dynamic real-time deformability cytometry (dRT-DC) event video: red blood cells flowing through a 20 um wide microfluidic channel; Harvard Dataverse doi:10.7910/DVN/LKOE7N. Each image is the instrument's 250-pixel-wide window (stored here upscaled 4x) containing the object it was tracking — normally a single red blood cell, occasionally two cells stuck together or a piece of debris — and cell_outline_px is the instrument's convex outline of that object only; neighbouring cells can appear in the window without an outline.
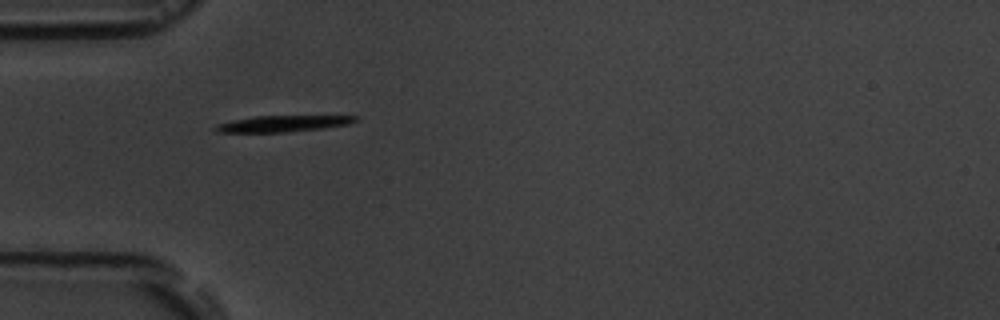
{"species": "common noctule bat (a hibernating species)", "species_latin": "Nyctalus noctula", "temperature_condition": "room temperature", "stored_images_in_passage": 5, "camera_frame_rate_fps": 3000, "um_per_image_px": 0.085, "animal": {"sex": "male", "body_mass_g": 19.5, "forearm_length_mm": 54.6}, "frame": {"image": 1, "passage_image": 4, "time_ms": 4.333, "image_size_px": [1000, 320], "cell_outline_px": [[356, 120], [348, 124], [324, 128], [284, 132], [220, 132], [212, 128], [216, 124], [232, 120], [256, 116], [356, 116]], "centroid_in_image_um": [23.98, 10.51], "position_along_channel_um": 61.0, "area_um2": 13.01}}
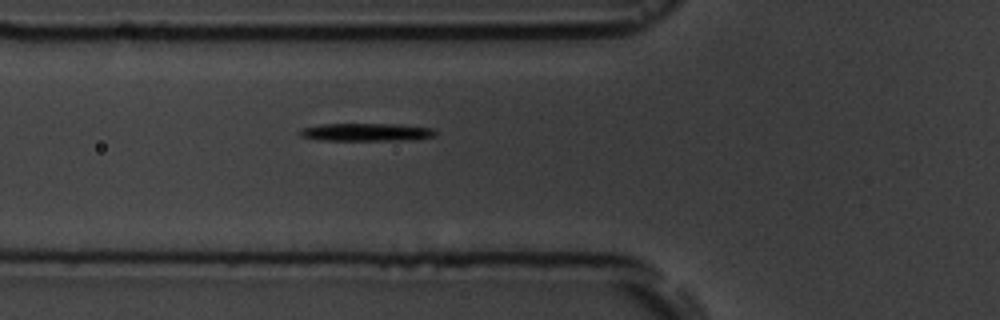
{"frame": {"image": 2, "passage_image": 5, "time_ms": 5.333, "image_size_px": [1000, 320], "cell_outline_px": [[436, 136], [412, 140], [320, 140], [300, 136], [296, 132], [300, 128], [324, 124], [400, 124], [432, 128], [436, 132]], "centroid_in_image_um": [31.12, 11.23], "position_along_channel_um": 94.7, "area_um2": 14.22}}